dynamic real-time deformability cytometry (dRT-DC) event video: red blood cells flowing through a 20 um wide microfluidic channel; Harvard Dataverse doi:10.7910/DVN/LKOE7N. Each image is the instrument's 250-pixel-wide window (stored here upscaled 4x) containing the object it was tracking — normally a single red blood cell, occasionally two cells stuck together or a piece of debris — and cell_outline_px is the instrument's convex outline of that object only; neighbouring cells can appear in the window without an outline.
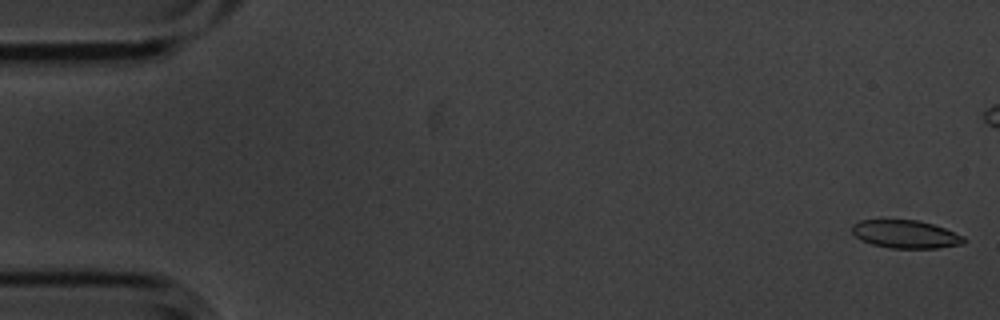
{"species": "common noctule bat (a hibernating species)", "species_latin": "Nyctalus noctula", "temperature_condition": "cold", "stored_images_in_passage": 57, "camera_frame_rate_fps": 3000, "um_per_image_px": 0.085, "animal": {"sex": "male", "body_mass_g": 20.1, "forearm_length_mm": 53.5}, "frame": {"image": 1, "passage_image": 1, "time_ms": 0.0, "image_size_px": [1000, 320], "cell_outline_px": [[968, 240], [964, 244], [936, 248], [892, 248], [872, 244], [860, 240], [852, 232], [852, 224], [860, 220], [916, 220], [932, 224], [944, 228], [964, 236]], "centroid_in_image_um": [76.99, 19.91], "position_along_channel_um": 8.0, "area_um2": 18.26}}
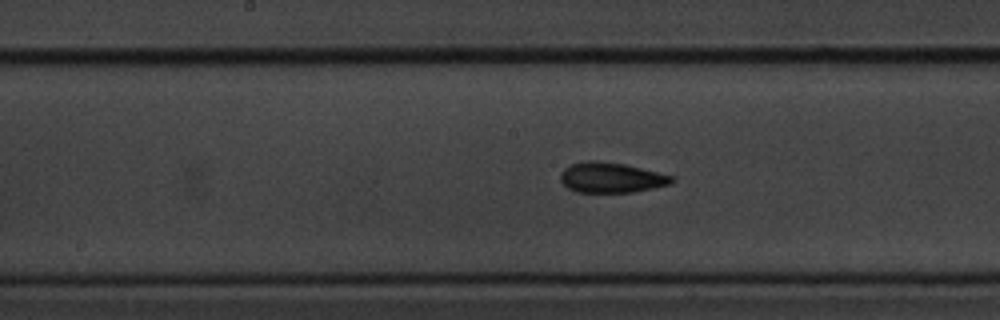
{"frame": {"image": 2, "passage_image": 28, "time_ms": 9.0, "image_size_px": [1000, 320], "cell_outline_px": [[672, 180], [668, 184], [652, 188], [632, 192], [576, 192], [568, 188], [560, 180], [560, 172], [568, 164], [588, 160], [596, 160], [624, 164], [672, 176]], "centroid_in_image_um": [51.85, 15.08], "position_along_channel_um": 196.3, "area_um2": 19.42}}
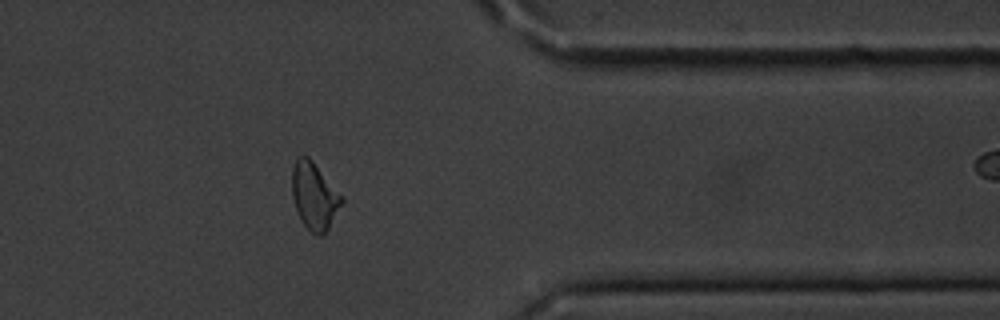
{"frame": {"image": 3, "passage_image": 45, "time_ms": 14.667, "image_size_px": [1000, 320], "cell_outline_px": [[344, 200], [328, 228], [320, 236], [312, 232], [300, 220], [292, 196], [292, 168], [296, 160], [300, 156], [308, 156], [312, 160], [344, 196]], "centroid_in_image_um": [26.72, 16.63], "position_along_channel_um": 384.7, "area_um2": 19.25}, "authors_computed_cell_mechanics": {"area_um2": 19.363, "velocity_mm_per_s": 3.5725, "shape_relaxation_time_tau1_ms": 2.5749, "shape_relaxation_time_tau2_ms": 2.2665, "deformation_change_tau1": 0.115, "deformation_change_tau2": 0.0892}}